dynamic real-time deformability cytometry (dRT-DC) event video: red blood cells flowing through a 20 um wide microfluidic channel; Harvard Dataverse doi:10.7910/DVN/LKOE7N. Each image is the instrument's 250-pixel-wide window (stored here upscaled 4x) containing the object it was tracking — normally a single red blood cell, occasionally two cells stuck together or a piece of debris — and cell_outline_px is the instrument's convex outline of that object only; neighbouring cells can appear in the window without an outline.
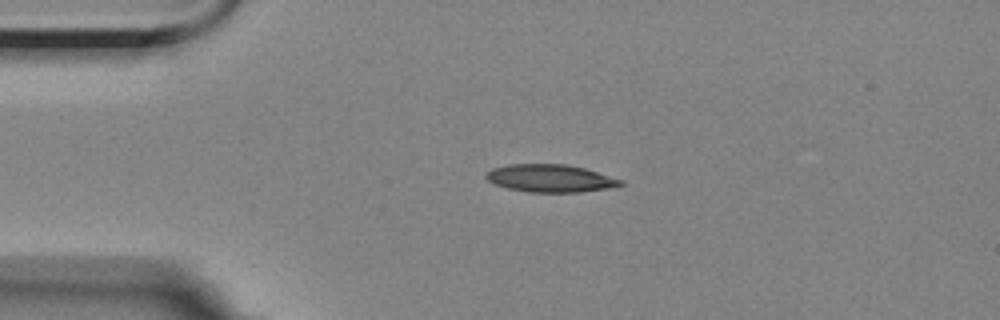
{"species": "Egyptian fruit bat (a non-hibernating species)", "species_latin": "Rousettus aegyptiacus", "temperature_condition": "room temperature", "stored_images_in_passage": 45, "camera_frame_rate_fps": 3000, "um_per_image_px": 0.085, "animal": {"sex": "female"}, "frame": {"image": 1, "passage_image": 1, "time_ms": 0.0, "image_size_px": [1000, 320], "cell_outline_px": [[624, 184], [612, 188], [576, 192], [528, 192], [508, 188], [496, 184], [488, 180], [484, 176], [484, 172], [492, 168], [508, 164], [564, 164], [584, 168], [624, 180]], "centroid_in_image_um": [46.77, 15.15], "position_along_channel_um": 38.2, "area_um2": 21.73}}
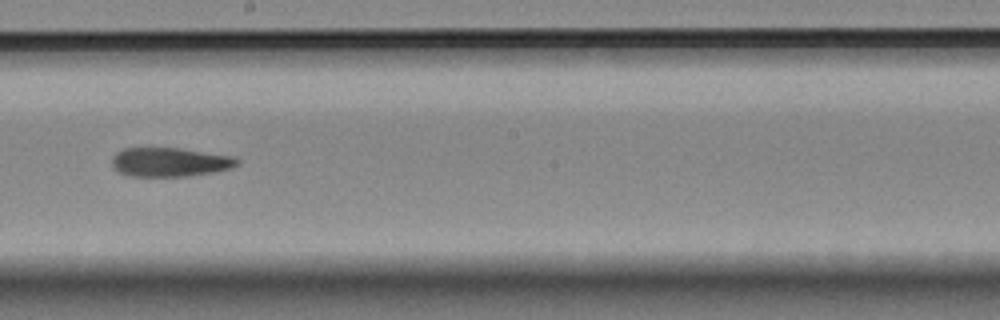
{"frame": {"image": 2, "passage_image": 20, "time_ms": 6.333, "image_size_px": [1000, 320], "cell_outline_px": [[240, 160], [232, 168], [212, 172], [188, 176], [128, 176], [112, 168], [112, 156], [116, 152], [124, 148], [180, 148], [228, 156]], "centroid_in_image_um": [14.36, 13.78], "position_along_channel_um": 233.8, "area_um2": 20.98}}
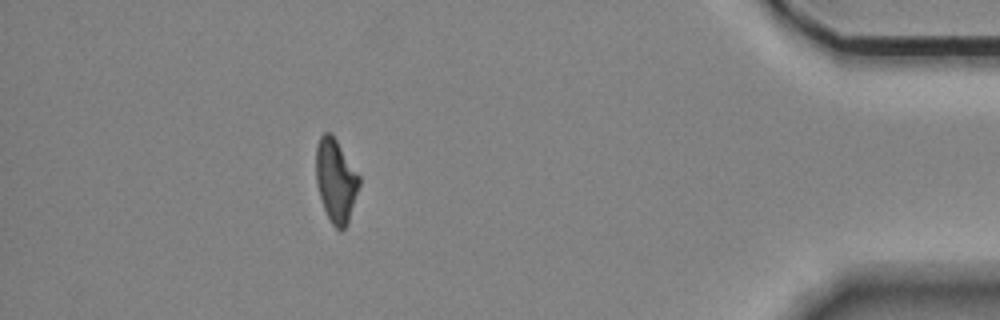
{"frame": {"image": 3, "passage_image": 39, "time_ms": 12.667, "image_size_px": [1000, 320], "cell_outline_px": [[360, 184], [348, 220], [344, 228], [340, 232], [332, 224], [324, 208], [320, 196], [316, 180], [316, 148], [320, 136], [324, 132], [328, 132], [336, 140], [360, 176]], "centroid_in_image_um": [28.54, 15.34], "position_along_channel_um": 406.7, "area_um2": 20.52}, "authors_computed_cell_mechanics": {"area_um2": 21.6172, "velocity_mm_per_s": 3.5146, "shape_relaxation_time_tau1_ms": 9.9651, "shape_relaxation_time_tau2_ms": 9.8123, "deformation_change_tau1": 0.242, "deformation_change_tau2": 0.2111}}